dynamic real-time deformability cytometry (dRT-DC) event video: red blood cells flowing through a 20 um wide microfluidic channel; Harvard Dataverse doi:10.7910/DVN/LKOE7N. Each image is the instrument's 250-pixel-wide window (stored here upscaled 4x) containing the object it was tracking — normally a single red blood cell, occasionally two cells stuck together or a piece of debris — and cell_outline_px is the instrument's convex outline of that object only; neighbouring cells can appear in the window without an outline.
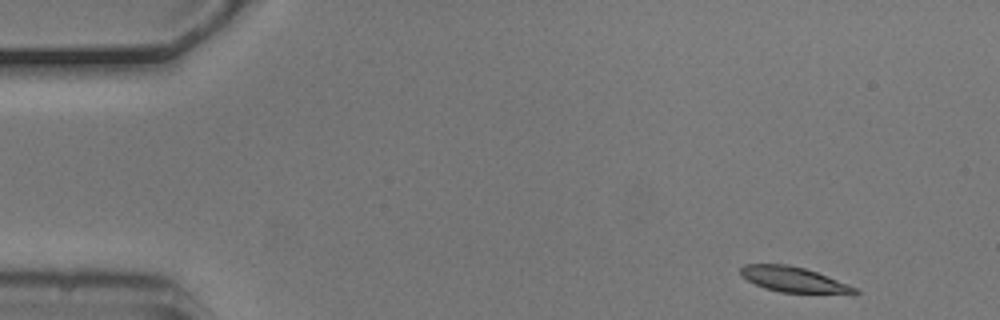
{"species": "common noctule bat (a hibernating species)", "species_latin": "Nyctalus noctula", "temperature_condition": "cold", "stored_images_in_passage": 5, "camera_frame_rate_fps": 3000, "um_per_image_px": 0.085, "animal": {"sex": "male", "body_mass_g": 20.5, "forearm_length_mm": 52.5}, "frame": {"image": 1, "passage_image": 1, "time_ms": 0.0, "image_size_px": [1000, 320], "cell_outline_px": [[860, 292], [780, 292], [764, 288], [740, 276], [740, 268], [744, 264], [788, 264], [804, 268], [816, 272], [856, 288]], "centroid_in_image_um": [67.3, 23.72], "position_along_channel_um": 17.7, "area_um2": 16.13}}
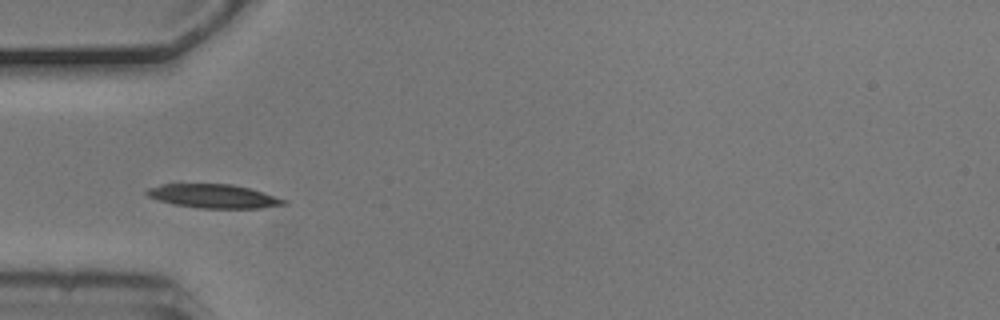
{"frame": {"image": 2, "passage_image": 4, "time_ms": 1.0, "image_size_px": [1000, 320], "cell_outline_px": [[288, 204], [260, 208], [200, 208], [176, 204], [160, 200], [148, 196], [144, 192], [148, 188], [160, 184], [232, 184], [248, 188], [288, 200]], "centroid_in_image_um": [18.17, 16.67], "position_along_channel_um": 66.8, "area_um2": 18.79}}